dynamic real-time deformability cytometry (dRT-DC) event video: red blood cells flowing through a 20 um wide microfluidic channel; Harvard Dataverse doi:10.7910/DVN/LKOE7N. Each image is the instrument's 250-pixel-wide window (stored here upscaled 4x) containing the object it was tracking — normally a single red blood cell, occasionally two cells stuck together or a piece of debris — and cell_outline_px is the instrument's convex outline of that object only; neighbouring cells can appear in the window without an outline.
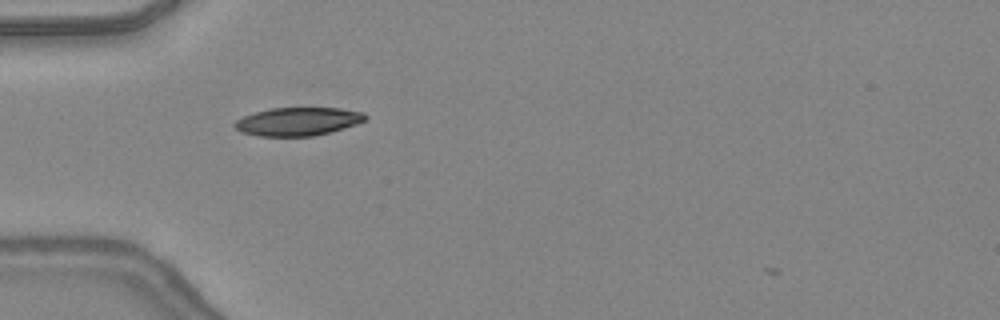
{"species": "common noctule bat (a hibernating species)", "species_latin": "Nyctalus noctula", "temperature_condition": "warm", "stored_images_in_passage": 32, "camera_frame_rate_fps": 3000, "um_per_image_px": 0.085, "animal": {"sex": "female", "body_mass_g": 24.6, "forearm_length_mm": 56.2}, "frame": {"image": 1, "passage_image": 1, "time_ms": 0.0, "image_size_px": [1000, 320], "cell_outline_px": [[368, 116], [364, 120], [356, 124], [328, 132], [312, 136], [256, 136], [240, 132], [232, 124], [236, 120], [244, 116], [256, 112], [272, 108], [340, 108], [364, 112]], "centroid_in_image_um": [25.3, 10.32], "position_along_channel_um": 59.7, "area_um2": 21.39}}
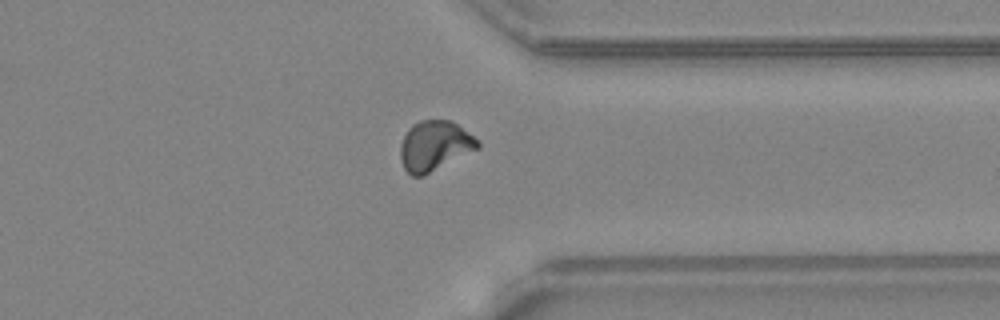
{"frame": {"image": 2, "passage_image": 23, "time_ms": 7.333, "image_size_px": [1000, 320], "cell_outline_px": [[480, 148], [424, 176], [412, 176], [404, 168], [400, 160], [400, 144], [408, 128], [412, 124], [420, 120], [452, 120], [480, 140]], "centroid_in_image_um": [36.95, 12.39], "position_along_channel_um": 374.4, "area_um2": 22.89}}
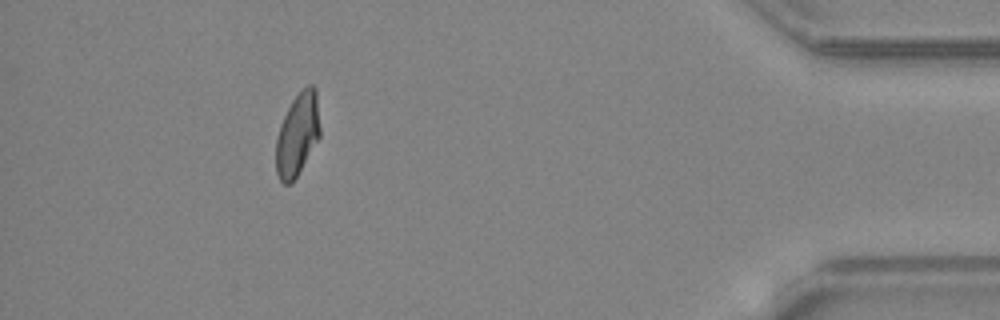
{"frame": {"image": 3, "passage_image": 29, "time_ms": 9.333, "image_size_px": [1000, 320], "cell_outline_px": [[320, 136], [292, 184], [284, 184], [280, 180], [276, 172], [276, 140], [280, 124], [292, 100], [308, 84], [312, 84], [316, 88], [320, 128]], "centroid_in_image_um": [25.28, 11.43], "position_along_channel_um": 409.9, "area_um2": 21.15}}